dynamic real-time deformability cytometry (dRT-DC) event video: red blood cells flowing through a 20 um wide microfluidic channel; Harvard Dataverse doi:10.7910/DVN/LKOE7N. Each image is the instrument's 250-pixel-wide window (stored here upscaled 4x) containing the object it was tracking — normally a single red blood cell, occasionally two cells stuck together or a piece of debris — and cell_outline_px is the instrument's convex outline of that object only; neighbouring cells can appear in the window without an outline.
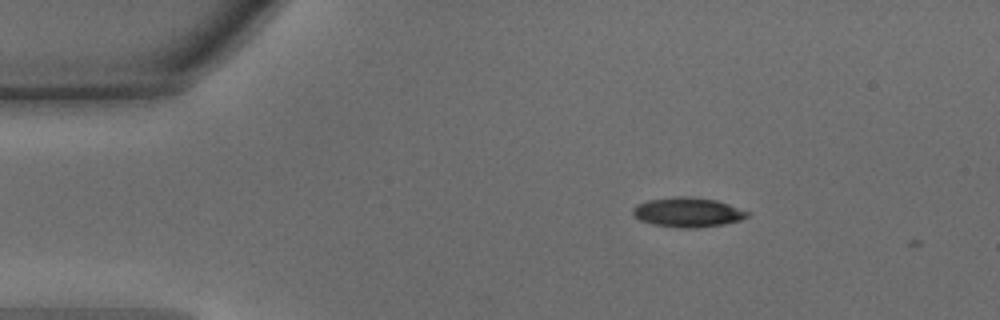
{"species": "common noctule bat (a hibernating species)", "species_latin": "Nyctalus noctula", "temperature_condition": "warm", "stored_images_in_passage": 3, "camera_frame_rate_fps": 3000, "um_per_image_px": 0.085, "animal": {"sex": "male", "body_mass_g": 15.6}, "frame": {"image": 1, "passage_image": 1, "time_ms": 0.0, "image_size_px": [1000, 320], "cell_outline_px": [[748, 216], [740, 220], [724, 224], [696, 228], [680, 228], [652, 224], [640, 220], [632, 212], [632, 208], [636, 204], [648, 200], [676, 196], [688, 196], [716, 200], [728, 204], [748, 212]], "centroid_in_image_um": [58.42, 18.04], "position_along_channel_um": 26.6, "area_um2": 19.65}}